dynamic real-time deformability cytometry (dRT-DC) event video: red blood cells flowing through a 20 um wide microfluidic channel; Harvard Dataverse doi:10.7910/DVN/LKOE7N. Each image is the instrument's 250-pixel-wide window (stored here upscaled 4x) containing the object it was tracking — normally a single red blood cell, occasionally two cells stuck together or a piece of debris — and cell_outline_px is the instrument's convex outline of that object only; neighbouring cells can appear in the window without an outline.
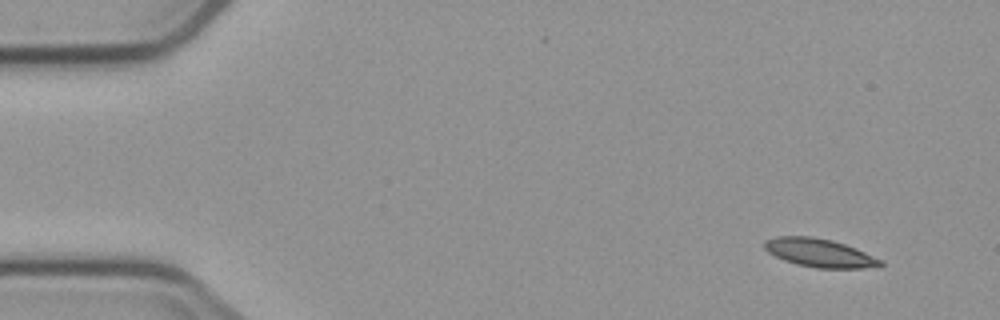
{"species": "common noctule bat (a hibernating species)", "species_latin": "Nyctalus noctula", "temperature_condition": "cold", "stored_images_in_passage": 5, "camera_frame_rate_fps": 3000, "um_per_image_px": 0.085, "animal": {"sex": "male", "body_mass_g": 23.1, "forearm_length_mm": 52.7}, "frame": {"image": 1, "passage_image": 2, "time_ms": 1.333, "image_size_px": [1000, 320], "cell_outline_px": [[884, 264], [864, 268], [816, 268], [796, 264], [784, 260], [768, 252], [764, 248], [764, 240], [776, 236], [812, 236], [832, 240], [856, 248], [884, 260]], "centroid_in_image_um": [69.65, 21.49], "position_along_channel_um": 15.3, "area_um2": 19.25}}
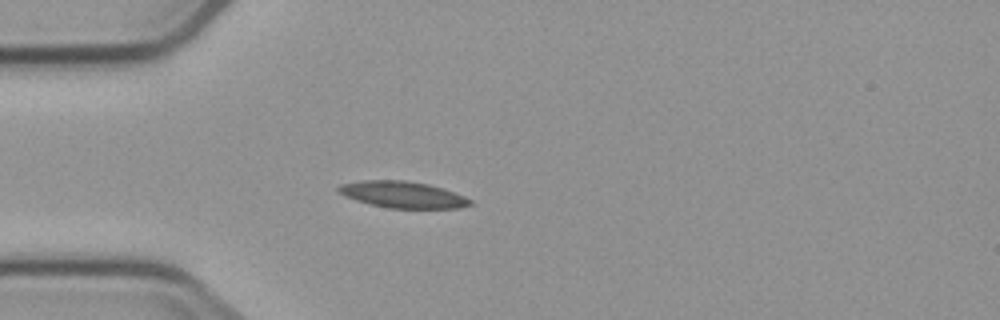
{"frame": {"image": 2, "passage_image": 5, "time_ms": 5.0, "image_size_px": [1000, 320], "cell_outline_px": [[472, 204], [460, 208], [388, 208], [356, 200], [344, 196], [336, 192], [336, 188], [340, 184], [364, 180], [408, 180], [428, 184], [444, 188], [464, 196], [472, 200]], "centroid_in_image_um": [34.22, 16.53], "position_along_channel_um": 50.8, "area_um2": 20.46}}